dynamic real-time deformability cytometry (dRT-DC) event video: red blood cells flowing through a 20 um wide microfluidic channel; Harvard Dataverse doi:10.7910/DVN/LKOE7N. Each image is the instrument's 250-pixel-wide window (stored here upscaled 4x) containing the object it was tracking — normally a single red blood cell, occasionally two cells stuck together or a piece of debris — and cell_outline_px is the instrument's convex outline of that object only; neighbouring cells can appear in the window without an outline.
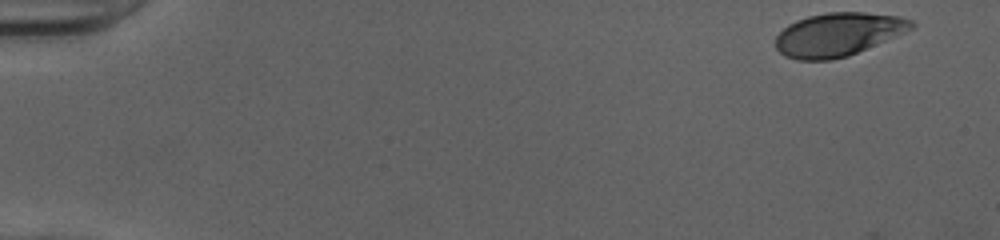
{"species": "human", "species_latin": "Homo sapiens", "temperature_condition": "cold", "stored_images_in_passage": 49, "camera_frame_rate_fps": 3000, "um_per_image_px": 0.085, "donor": {"sex": "female"}, "frame": {"image": 1, "passage_image": 1, "time_ms": 0.0, "image_size_px": [1000, 240], "cell_outline_px": [[916, 28], [848, 56], [832, 60], [796, 60], [784, 56], [776, 48], [776, 36], [788, 24], [796, 20], [808, 16], [828, 12], [864, 12], [900, 16], [912, 20], [916, 24]], "centroid_in_image_um": [71.26, 2.92], "position_along_channel_um": 13.7, "area_um2": 34.56}}
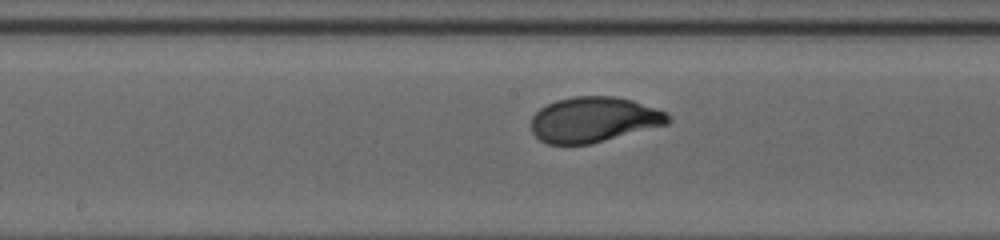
{"frame": {"image": 2, "passage_image": 26, "time_ms": 8.333, "image_size_px": [1000, 240], "cell_outline_px": [[672, 120], [668, 124], [592, 144], [548, 144], [540, 140], [532, 132], [532, 116], [540, 108], [556, 100], [572, 96], [616, 96], [632, 100], [668, 112]], "centroid_in_image_um": [50.5, 10.16], "position_along_channel_um": 197.7, "area_um2": 36.36}}
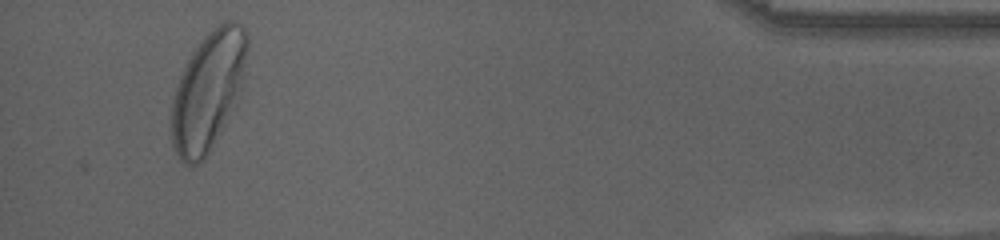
{"frame": {"image": 3, "passage_image": 47, "time_ms": 15.333, "image_size_px": [1000, 240], "cell_outline_px": [[248, 48], [240, 80], [236, 92], [224, 124], [204, 160], [196, 164], [184, 164], [180, 160], [172, 148], [172, 96], [180, 76], [192, 52], [204, 36], [224, 20], [232, 20], [244, 28], [248, 36]], "centroid_in_image_um": [17.63, 7.72], "position_along_channel_um": 417.6, "area_um2": 50.69}, "authors_computed_cell_mechanics": {"area_um2": 36.0672, "velocity_mm_per_s": 4.0038, "shape_relaxation_time_tau1_ms": 2.3309, "shape_relaxation_time_tau2_ms": null, "deformation_change_tau1": 0.1515, "deformation_change_tau2": null}}